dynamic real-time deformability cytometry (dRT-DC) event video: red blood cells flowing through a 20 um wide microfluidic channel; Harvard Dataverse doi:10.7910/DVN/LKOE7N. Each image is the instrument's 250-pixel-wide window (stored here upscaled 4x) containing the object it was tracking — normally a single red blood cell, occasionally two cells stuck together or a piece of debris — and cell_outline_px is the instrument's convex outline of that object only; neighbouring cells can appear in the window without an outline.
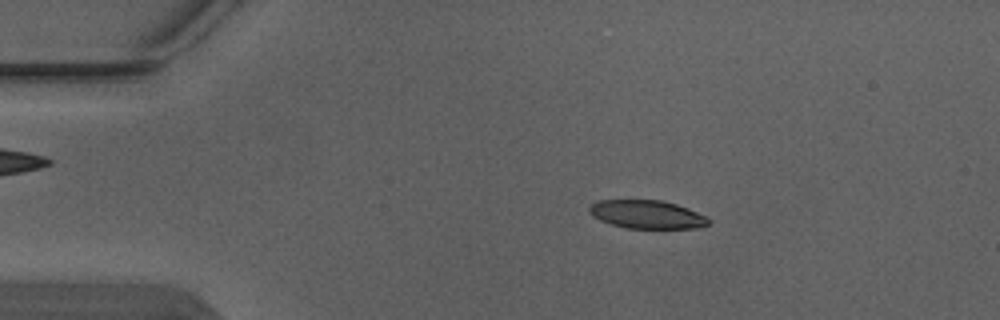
{"species": "Egyptian fruit bat (a non-hibernating species)", "species_latin": "Rousettus aegyptiacus", "temperature_condition": "warm", "stored_images_in_passage": 5, "camera_frame_rate_fps": 3000, "um_per_image_px": 0.085, "animal": {"sex": "male"}, "frame": {"image": 1, "passage_image": 2, "time_ms": 0.333, "image_size_px": [1000, 320], "cell_outline_px": [[712, 220], [708, 224], [700, 228], [628, 228], [612, 224], [600, 220], [592, 216], [588, 212], [588, 208], [596, 200], [660, 200], [676, 204], [688, 208], [708, 216]], "centroid_in_image_um": [55.01, 18.22], "position_along_channel_um": 30.0, "area_um2": 19.83}}
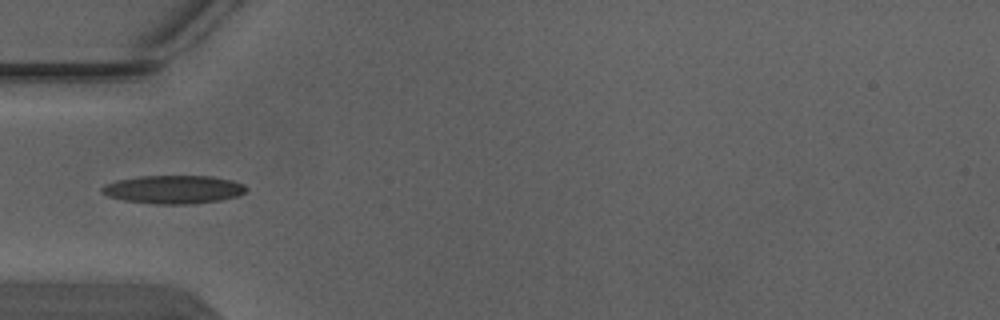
{"frame": {"image": 2, "passage_image": 4, "time_ms": 1.0, "image_size_px": [1000, 320], "cell_outline_px": [[248, 188], [240, 196], [220, 200], [188, 204], [156, 204], [124, 200], [108, 196], [100, 192], [100, 188], [116, 180], [140, 176], [212, 176], [232, 180], [244, 184]], "centroid_in_image_um": [14.77, 16.1], "position_along_channel_um": 70.2, "area_um2": 23.81}}
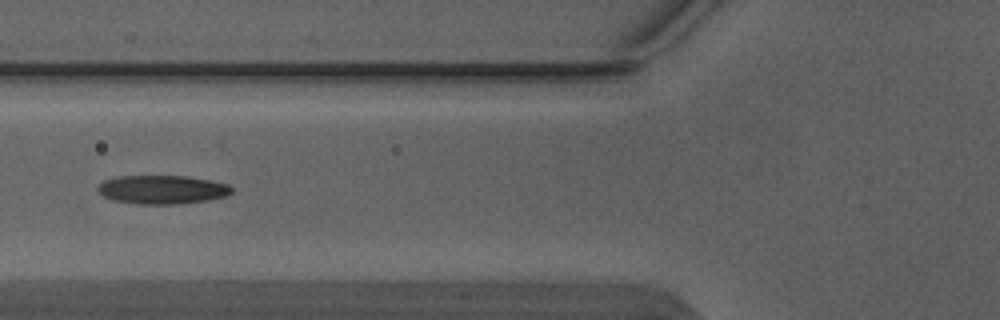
{"frame": {"image": 3, "passage_image": 5, "time_ms": 1.333, "image_size_px": [1000, 320], "cell_outline_px": [[232, 192], [224, 196], [204, 200], [180, 204], [136, 204], [112, 200], [104, 196], [96, 188], [104, 180], [116, 176], [188, 176], [228, 184], [232, 188]], "centroid_in_image_um": [13.74, 16.11], "position_along_channel_um": 112.1, "area_um2": 22.25}}